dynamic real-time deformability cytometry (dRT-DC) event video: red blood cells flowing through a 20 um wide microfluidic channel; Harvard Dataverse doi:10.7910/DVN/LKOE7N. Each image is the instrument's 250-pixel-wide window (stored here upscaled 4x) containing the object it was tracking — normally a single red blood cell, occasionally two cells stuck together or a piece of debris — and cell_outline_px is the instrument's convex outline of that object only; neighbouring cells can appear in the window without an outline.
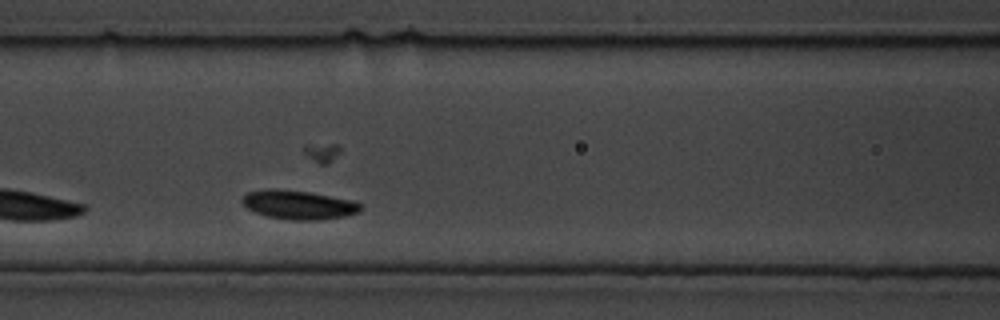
{"species": "common noctule bat (a hibernating species)", "species_latin": "Nyctalus noctula", "temperature_condition": "cold", "stored_images_in_passage": 17, "camera_frame_rate_fps": 3000, "um_per_image_px": 0.085, "animal": {"sex": "male", "body_mass_g": 19.5, "forearm_length_mm": 54.6}, "frame": {"image": 1, "passage_image": 6, "time_ms": 1.667, "image_size_px": [1000, 320], "cell_outline_px": [[364, 208], [356, 212], [344, 216], [320, 220], [292, 220], [268, 216], [256, 212], [248, 208], [240, 200], [248, 192], [268, 188], [276, 188], [308, 192], [352, 200], [360, 204]], "centroid_in_image_um": [25.37, 17.4], "position_along_channel_um": 141.2, "area_um2": 19.77}}
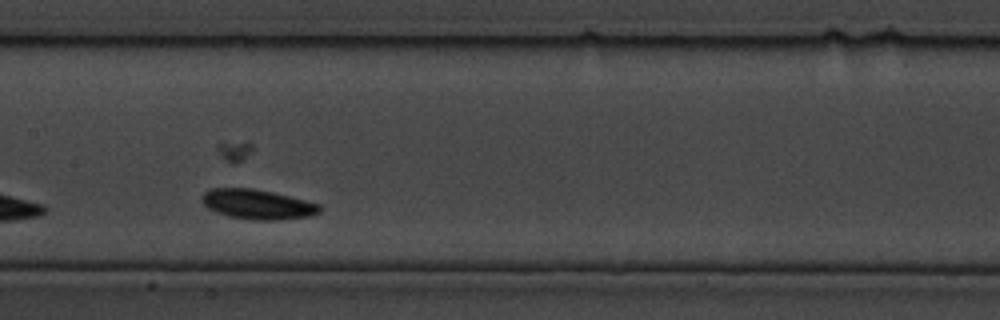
{"frame": {"image": 2, "passage_image": 8, "time_ms": 2.333, "image_size_px": [1000, 320], "cell_outline_px": [[324, 208], [320, 212], [312, 216], [280, 220], [252, 220], [228, 216], [216, 212], [208, 208], [200, 200], [200, 196], [204, 192], [212, 188], [252, 188], [272, 192], [320, 204]], "centroid_in_image_um": [21.89, 17.37], "position_along_channel_um": 185.5, "area_um2": 20.63}}
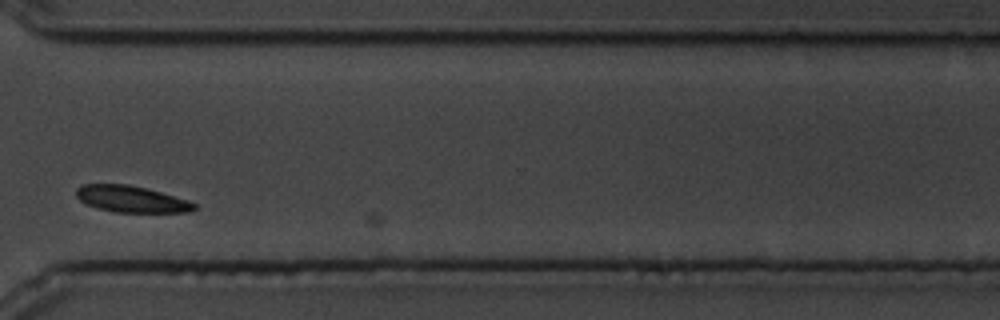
{"frame": {"image": 3, "passage_image": 15, "time_ms": 4.667, "image_size_px": [1000, 320], "cell_outline_px": [[196, 208], [192, 212], [116, 212], [96, 208], [80, 200], [76, 196], [76, 188], [84, 184], [128, 184], [160, 192], [188, 200], [196, 204]], "centroid_in_image_um": [11.16, 16.92], "position_along_channel_um": 359.4, "area_um2": 18.09}}